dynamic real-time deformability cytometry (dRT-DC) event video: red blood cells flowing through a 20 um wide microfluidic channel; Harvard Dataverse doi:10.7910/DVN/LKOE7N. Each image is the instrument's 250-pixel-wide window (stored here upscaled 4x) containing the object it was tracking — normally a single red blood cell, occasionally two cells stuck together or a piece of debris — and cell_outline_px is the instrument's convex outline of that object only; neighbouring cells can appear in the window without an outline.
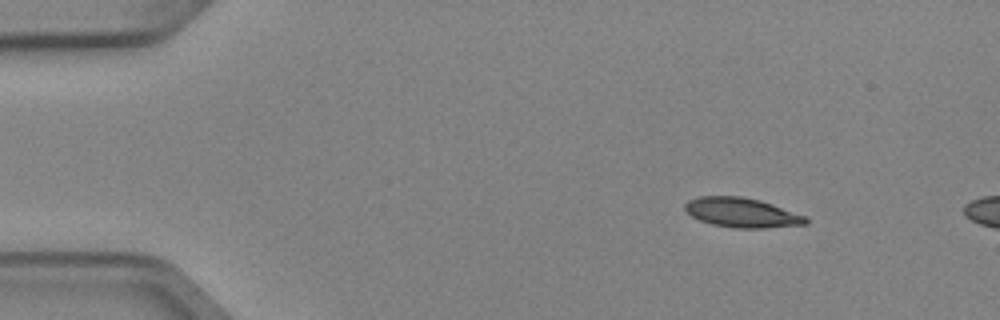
{"species": "Egyptian fruit bat (a non-hibernating species)", "species_latin": "Rousettus aegyptiacus", "temperature_condition": "cold", "stored_images_in_passage": 3, "camera_frame_rate_fps": 3000, "um_per_image_px": 0.085, "animal": {"sex": "female"}, "frame": {"image": 1, "passage_image": 1, "time_ms": 0.0, "image_size_px": [1000, 320], "cell_outline_px": [[808, 224], [764, 228], [736, 228], [712, 224], [700, 220], [692, 216], [684, 208], [684, 204], [688, 200], [700, 196], [744, 196], [760, 200], [772, 204], [804, 216], [808, 220]], "centroid_in_image_um": [63.03, 18.07], "position_along_channel_um": 22.0, "area_um2": 20.69}}